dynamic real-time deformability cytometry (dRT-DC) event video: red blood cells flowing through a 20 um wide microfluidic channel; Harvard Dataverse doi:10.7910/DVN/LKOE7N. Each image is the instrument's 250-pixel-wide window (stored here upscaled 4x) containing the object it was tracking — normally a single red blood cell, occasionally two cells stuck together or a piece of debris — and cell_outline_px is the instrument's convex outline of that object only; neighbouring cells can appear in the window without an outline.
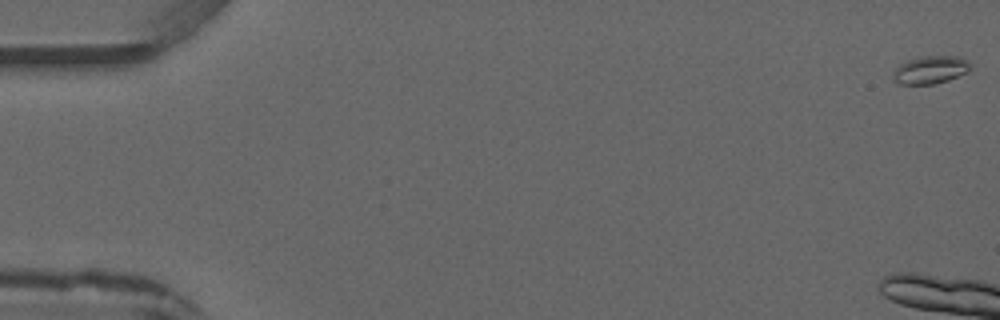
{"species": "common noctule bat (a hibernating species)", "species_latin": "Nyctalus noctula", "temperature_condition": "warm", "stored_images_in_passage": 6, "camera_frame_rate_fps": 3000, "um_per_image_px": 0.085, "animal": {"sex": "male", "forearm_length_mm": 52.5}, "frame": {"image": 1, "passage_image": 1, "time_ms": 0.0, "image_size_px": [1000, 320], "cell_outline_px": [[972, 64], [968, 72], [948, 80], [932, 84], [900, 84], [892, 80], [892, 76], [896, 68], [900, 64], [908, 60], [924, 56], [960, 56], [968, 60]], "centroid_in_image_um": [79.11, 5.93], "position_along_channel_um": 5.9, "area_um2": 12.6}}